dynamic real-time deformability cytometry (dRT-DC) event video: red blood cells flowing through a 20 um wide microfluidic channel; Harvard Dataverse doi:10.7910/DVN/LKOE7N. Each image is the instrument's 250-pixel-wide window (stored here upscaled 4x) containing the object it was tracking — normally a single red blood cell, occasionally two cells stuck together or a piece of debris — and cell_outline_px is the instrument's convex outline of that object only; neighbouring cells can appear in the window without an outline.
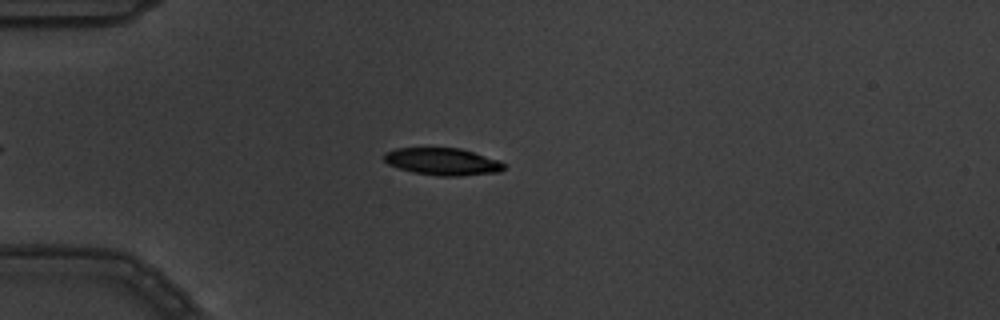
{"species": "common noctule bat (a hibernating species)", "species_latin": "Nyctalus noctula", "temperature_condition": "warm", "stored_images_in_passage": 7, "camera_frame_rate_fps": 3000, "um_per_image_px": 0.085, "animal": {"sex": "male", "body_mass_g": 19.5, "forearm_length_mm": 54.6}, "frame": {"image": 1, "passage_image": 5, "time_ms": 1.333, "image_size_px": [1000, 320], "cell_outline_px": [[504, 168], [500, 172], [460, 176], [436, 176], [412, 172], [388, 164], [384, 160], [384, 152], [396, 148], [460, 148], [500, 160], [504, 164]], "centroid_in_image_um": [37.62, 13.74], "position_along_channel_um": 47.4, "area_um2": 19.07}}